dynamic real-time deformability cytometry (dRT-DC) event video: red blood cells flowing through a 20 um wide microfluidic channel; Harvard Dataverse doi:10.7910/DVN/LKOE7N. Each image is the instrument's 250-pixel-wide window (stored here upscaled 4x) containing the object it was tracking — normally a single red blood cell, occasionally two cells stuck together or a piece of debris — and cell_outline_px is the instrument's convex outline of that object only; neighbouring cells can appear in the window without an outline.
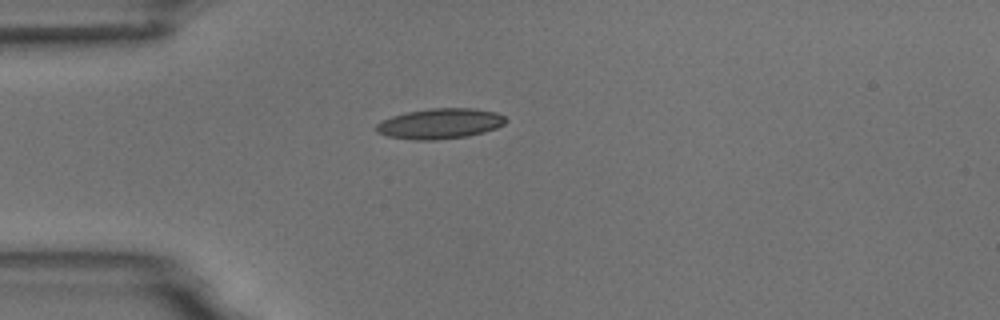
{"species": "common noctule bat (a hibernating species)", "species_latin": "Nyctalus noctula", "temperature_condition": "room temperature", "stored_images_in_passage": 1, "camera_frame_rate_fps": 3000, "um_per_image_px": 0.085, "animal": {"sex": "male", "body_mass_g": 18.8}, "frame": {"image": 1, "passage_image": 1, "time_ms": 0.0, "image_size_px": [1000, 320], "cell_outline_px": [[508, 120], [504, 124], [496, 128], [484, 132], [468, 136], [436, 140], [412, 140], [388, 136], [376, 132], [376, 124], [380, 120], [392, 116], [408, 112], [428, 108], [472, 108], [496, 112], [504, 116]], "centroid_in_image_um": [37.39, 10.51], "position_along_channel_um": 47.6, "area_um2": 23.06}}